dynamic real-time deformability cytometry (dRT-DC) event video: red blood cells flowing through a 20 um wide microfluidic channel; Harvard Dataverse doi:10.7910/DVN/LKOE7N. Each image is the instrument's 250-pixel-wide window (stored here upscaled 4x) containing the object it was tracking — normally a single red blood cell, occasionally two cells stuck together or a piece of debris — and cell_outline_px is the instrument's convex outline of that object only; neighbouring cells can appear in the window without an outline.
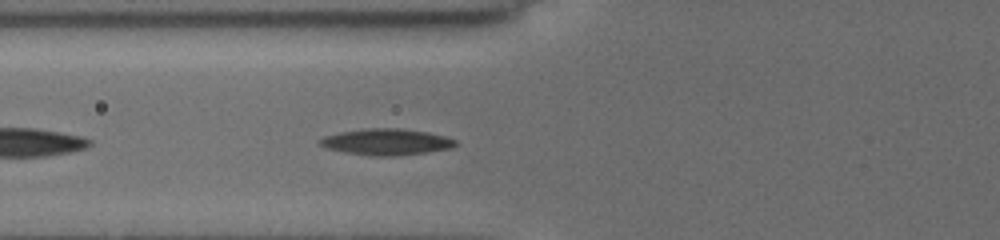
{"species": "common noctule bat (a hibernating species)", "species_latin": "Nyctalus noctula", "temperature_condition": "cold", "stored_images_in_passage": 13, "camera_frame_rate_fps": 3000, "um_per_image_px": 0.085, "animal": {"sex": "female", "body_mass_g": 19.5, "forearm_length_mm": 54.1}, "frame": {"image": 1, "passage_image": 4, "time_ms": 1.333, "image_size_px": [1000, 240], "cell_outline_px": [[456, 144], [452, 148], [428, 152], [400, 156], [368, 156], [344, 152], [328, 148], [316, 144], [316, 140], [324, 136], [340, 132], [364, 128], [400, 128], [428, 132], [444, 136], [456, 140]], "centroid_in_image_um": [32.8, 12.07], "position_along_channel_um": 93.0, "area_um2": 21.1}}
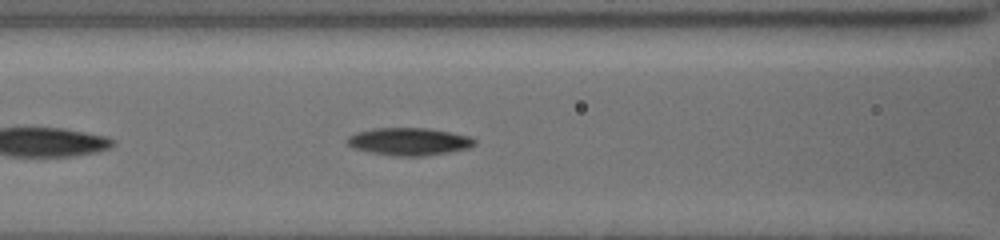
{"frame": {"image": 2, "passage_image": 7, "time_ms": 2.333, "image_size_px": [1000, 240], "cell_outline_px": [[476, 144], [468, 148], [448, 152], [424, 156], [392, 156], [368, 152], [352, 148], [344, 140], [348, 136], [356, 132], [372, 128], [428, 128], [472, 136], [476, 140]], "centroid_in_image_um": [34.74, 12.03], "position_along_channel_um": 131.9, "area_um2": 20.75}}
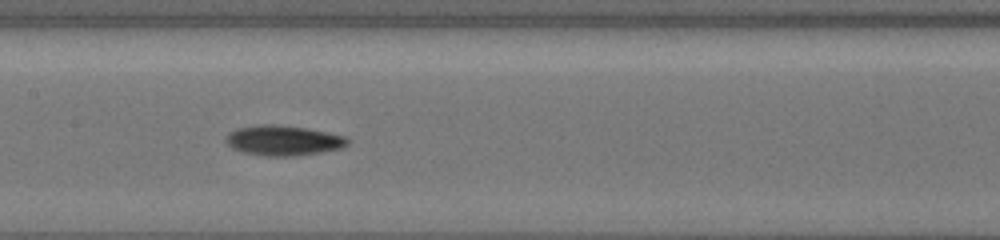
{"frame": {"image": 3, "passage_image": 11, "time_ms": 3.667, "image_size_px": [1000, 240], "cell_outline_px": [[348, 144], [344, 148], [296, 156], [264, 156], [244, 152], [232, 148], [224, 140], [232, 132], [240, 128], [304, 128], [344, 136], [348, 140]], "centroid_in_image_um": [24.16, 12.02], "position_along_channel_um": 183.2, "area_um2": 19.88}}